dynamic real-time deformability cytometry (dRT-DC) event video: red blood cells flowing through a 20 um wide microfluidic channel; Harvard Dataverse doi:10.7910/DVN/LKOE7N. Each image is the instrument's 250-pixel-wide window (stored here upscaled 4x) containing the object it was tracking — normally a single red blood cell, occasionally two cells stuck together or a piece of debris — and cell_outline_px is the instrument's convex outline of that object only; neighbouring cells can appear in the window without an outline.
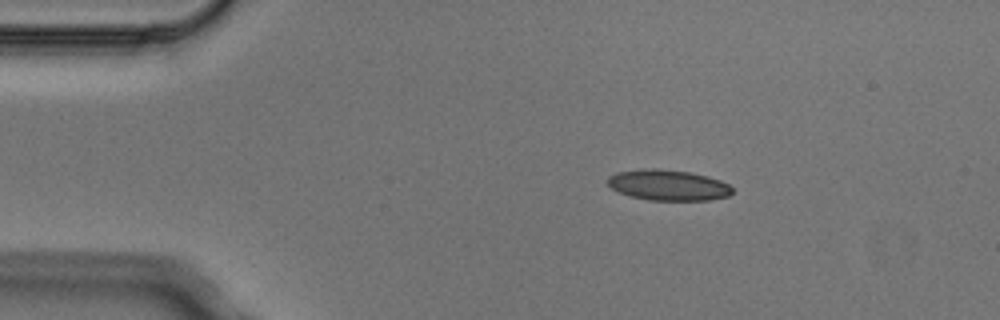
{"species": "Egyptian fruit bat (a non-hibernating species)", "species_latin": "Rousettus aegyptiacus", "temperature_condition": "cold", "stored_images_in_passage": 2, "camera_frame_rate_fps": 3000, "um_per_image_px": 0.085, "animal": {"sex": "male"}, "frame": {"image": 1, "passage_image": 1, "time_ms": 0.0, "image_size_px": [1000, 320], "cell_outline_px": [[732, 192], [728, 196], [708, 200], [648, 200], [632, 196], [620, 192], [612, 188], [604, 180], [608, 176], [616, 172], [644, 168], [656, 168], [688, 172], [708, 176], [720, 180], [728, 184], [732, 188]], "centroid_in_image_um": [56.76, 15.72], "position_along_channel_um": 28.2, "area_um2": 22.31}}